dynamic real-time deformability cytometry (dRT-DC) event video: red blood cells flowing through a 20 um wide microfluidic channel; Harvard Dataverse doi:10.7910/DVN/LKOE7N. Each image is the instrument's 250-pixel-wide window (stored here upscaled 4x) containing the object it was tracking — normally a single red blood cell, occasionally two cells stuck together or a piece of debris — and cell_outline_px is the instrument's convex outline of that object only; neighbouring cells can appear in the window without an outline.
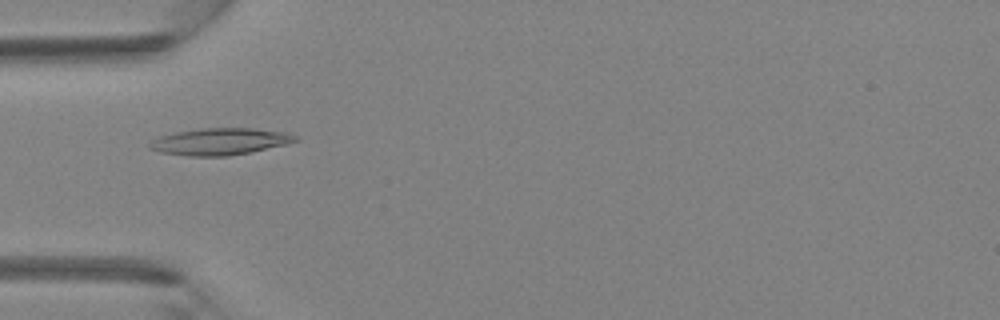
{"species": "Egyptian fruit bat (a non-hibernating species)", "species_latin": "Rousettus aegyptiacus", "temperature_condition": "room temperature", "stored_images_in_passage": 5, "camera_frame_rate_fps": 3000, "um_per_image_px": 0.085, "animal": {"sex": "female"}, "frame": {"image": 1, "passage_image": 4, "time_ms": 1.0, "image_size_px": [1000, 320], "cell_outline_px": [[300, 140], [288, 144], [252, 152], [228, 156], [188, 156], [160, 152], [148, 148], [148, 144], [152, 140], [160, 136], [176, 132], [204, 128], [252, 128], [284, 132], [300, 136]], "centroid_in_image_um": [18.74, 12.03], "position_along_channel_um": 66.3, "area_um2": 22.95}}
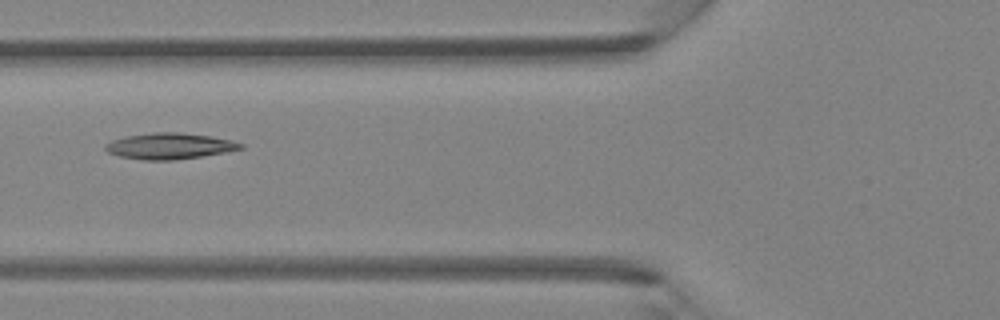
{"frame": {"image": 2, "passage_image": 5, "time_ms": 1.333, "image_size_px": [1000, 320], "cell_outline_px": [[244, 148], [224, 152], [200, 156], [172, 160], [144, 160], [120, 156], [108, 152], [104, 148], [104, 144], [112, 140], [124, 136], [156, 132], [180, 132], [212, 136], [232, 140], [244, 144]], "centroid_in_image_um": [14.4, 12.4], "position_along_channel_um": 111.4, "area_um2": 20.52}}